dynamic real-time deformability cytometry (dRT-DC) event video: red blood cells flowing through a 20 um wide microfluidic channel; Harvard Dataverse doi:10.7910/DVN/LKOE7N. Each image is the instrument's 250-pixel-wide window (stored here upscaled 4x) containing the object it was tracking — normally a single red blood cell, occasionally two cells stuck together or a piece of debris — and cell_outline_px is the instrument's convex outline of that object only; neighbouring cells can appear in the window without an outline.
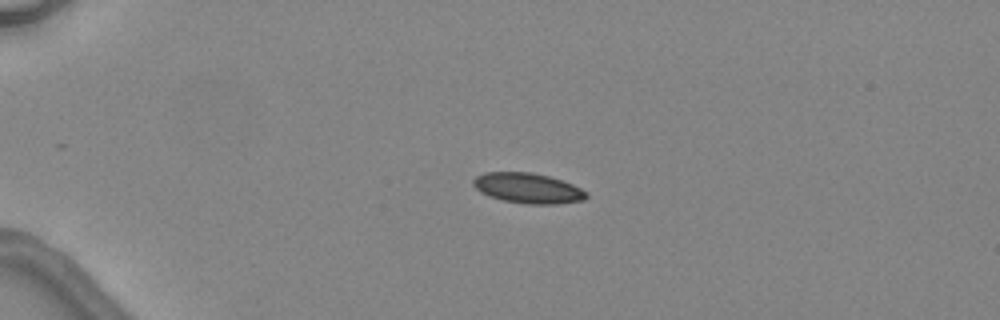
{"species": "common noctule bat (a hibernating species)", "species_latin": "Nyctalus noctula", "temperature_condition": "warm", "stored_images_in_passage": 4, "camera_frame_rate_fps": 3000, "um_per_image_px": 0.085, "animal": {"sex": "female", "body_mass_g": 24.6, "forearm_length_mm": 56.2}, "frame": {"image": 1, "passage_image": 3, "time_ms": 3.333, "image_size_px": [1000, 320], "cell_outline_px": [[588, 196], [584, 200], [556, 204], [528, 204], [504, 200], [488, 196], [480, 192], [472, 184], [472, 180], [476, 176], [484, 172], [532, 172], [548, 176], [572, 184], [588, 192]], "centroid_in_image_um": [44.86, 15.99], "position_along_channel_um": 40.1, "area_um2": 19.94}}